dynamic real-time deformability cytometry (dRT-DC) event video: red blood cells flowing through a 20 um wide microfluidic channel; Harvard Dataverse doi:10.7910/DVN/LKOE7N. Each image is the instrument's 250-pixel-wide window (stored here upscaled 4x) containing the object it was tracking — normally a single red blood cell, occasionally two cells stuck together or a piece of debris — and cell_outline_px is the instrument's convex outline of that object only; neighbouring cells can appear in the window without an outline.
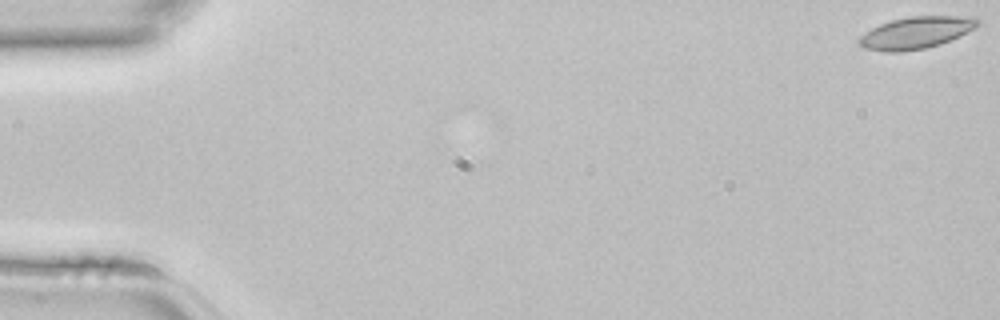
{"species": "common noctule bat (a hibernating species)", "species_latin": "Nyctalus noctula", "temperature_condition": "room temperature", "stored_images_in_passage": 45, "camera_frame_rate_fps": 3000, "um_per_image_px": 0.085, "animal": {"sex": "female", "body_mass_g": 22.7, "forearm_length_mm": 54.2}, "frame": {"image": 1, "passage_image": 1, "time_ms": 0.0, "image_size_px": [1000, 320], "cell_outline_px": [[980, 24], [976, 28], [960, 36], [940, 44], [924, 48], [900, 52], [884, 52], [864, 48], [856, 40], [860, 36], [872, 28], [880, 24], [892, 20], [908, 16], [976, 16], [980, 20]], "centroid_in_image_um": [77.9, 2.77], "position_along_channel_um": 7.1, "area_um2": 22.25}}
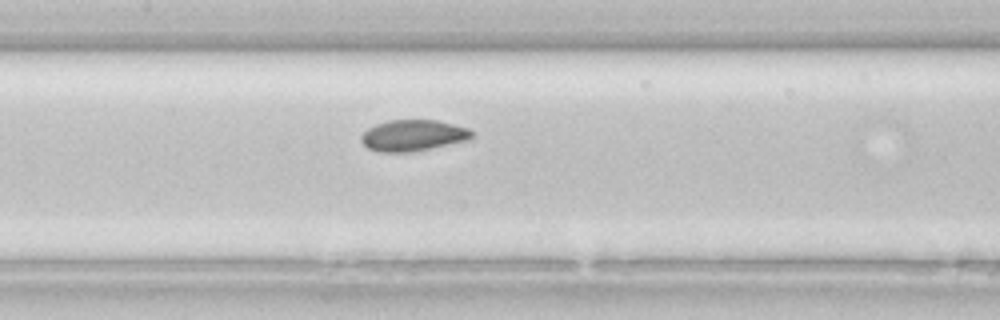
{"frame": {"image": 2, "passage_image": 22, "time_ms": 7.0, "image_size_px": [1000, 320], "cell_outline_px": [[472, 140], [412, 152], [380, 152], [368, 148], [360, 140], [360, 136], [368, 128], [376, 124], [388, 120], [436, 120], [468, 128], [472, 132]], "centroid_in_image_um": [35.12, 11.52], "position_along_channel_um": 172.3, "area_um2": 20.23}}
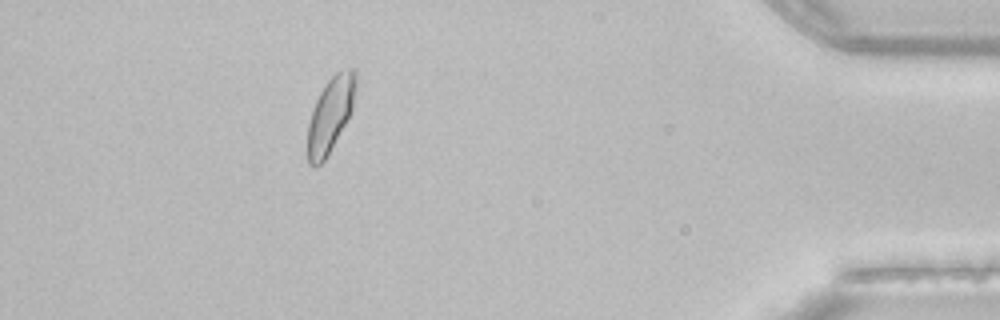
{"frame": {"image": 3, "passage_image": 41, "time_ms": 13.333, "image_size_px": [1000, 320], "cell_outline_px": [[356, 84], [352, 112], [348, 120], [328, 156], [320, 164], [308, 164], [308, 124], [316, 100], [320, 92], [328, 80], [336, 72], [344, 68], [356, 68]], "centroid_in_image_um": [28.12, 9.71], "position_along_channel_um": 407.1, "area_um2": 21.04}}